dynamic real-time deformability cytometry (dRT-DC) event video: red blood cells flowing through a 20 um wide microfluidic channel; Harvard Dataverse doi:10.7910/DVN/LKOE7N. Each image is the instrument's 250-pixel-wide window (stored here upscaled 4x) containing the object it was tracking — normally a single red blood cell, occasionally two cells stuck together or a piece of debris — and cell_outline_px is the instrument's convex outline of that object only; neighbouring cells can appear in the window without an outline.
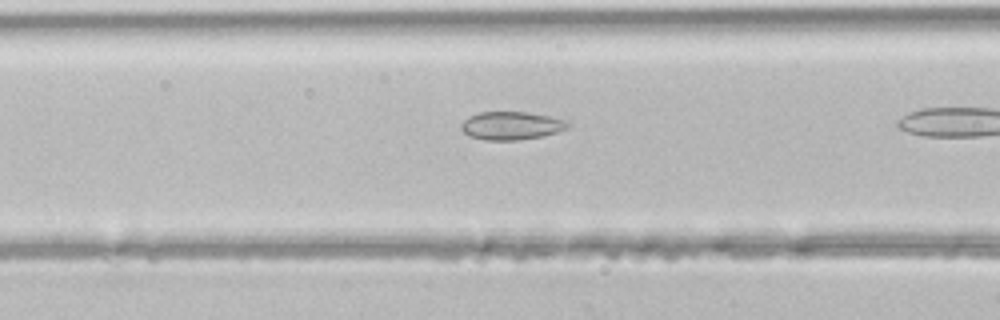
{"species": "common noctule bat (a hibernating species)", "species_latin": "Nyctalus noctula", "temperature_condition": "room temperature", "stored_images_in_passage": 13, "camera_frame_rate_fps": 3000, "um_per_image_px": 0.085, "animal": {"sex": "male", "body_mass_g": 21.5, "forearm_length_mm": 52.0}, "frame": {"image": 1, "passage_image": 11, "time_ms": 3.333, "image_size_px": [1000, 320], "cell_outline_px": [[568, 128], [556, 132], [540, 136], [516, 140], [484, 140], [468, 136], [460, 128], [460, 124], [468, 116], [480, 112], [528, 112], [568, 120]], "centroid_in_image_um": [43.42, 10.67], "position_along_channel_um": 123.2, "area_um2": 17.46}}